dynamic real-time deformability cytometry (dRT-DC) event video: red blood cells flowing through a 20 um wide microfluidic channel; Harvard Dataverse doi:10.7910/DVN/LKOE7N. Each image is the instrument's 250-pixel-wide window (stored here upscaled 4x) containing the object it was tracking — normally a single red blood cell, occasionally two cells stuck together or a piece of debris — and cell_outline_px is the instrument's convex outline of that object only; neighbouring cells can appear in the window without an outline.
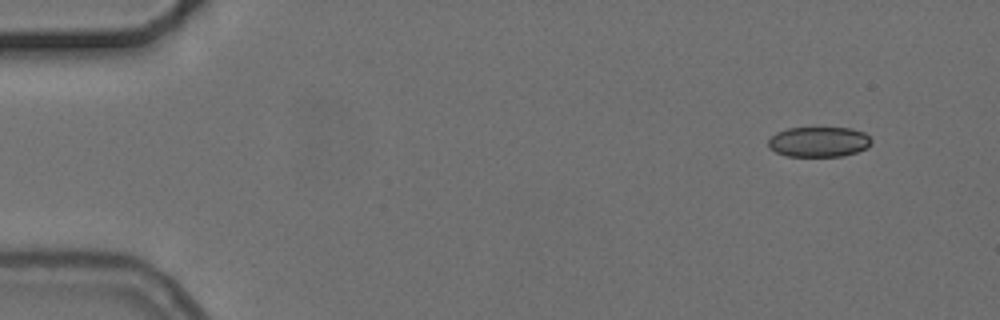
{"species": "common noctule bat (a hibernating species)", "species_latin": "Nyctalus noctula", "temperature_condition": "cold", "stored_images_in_passage": 5, "camera_frame_rate_fps": 3000, "um_per_image_px": 0.085, "animal": {"sex": "female", "body_mass_g": 24.6, "forearm_length_mm": 56.2}, "frame": {"image": 1, "passage_image": 1, "time_ms": 0.0, "image_size_px": [1000, 320], "cell_outline_px": [[872, 144], [868, 148], [844, 156], [788, 156], [776, 152], [768, 148], [768, 140], [776, 132], [788, 128], [852, 128], [864, 132], [872, 140]], "centroid_in_image_um": [69.61, 12.06], "position_along_channel_um": 15.4, "area_um2": 18.26}}
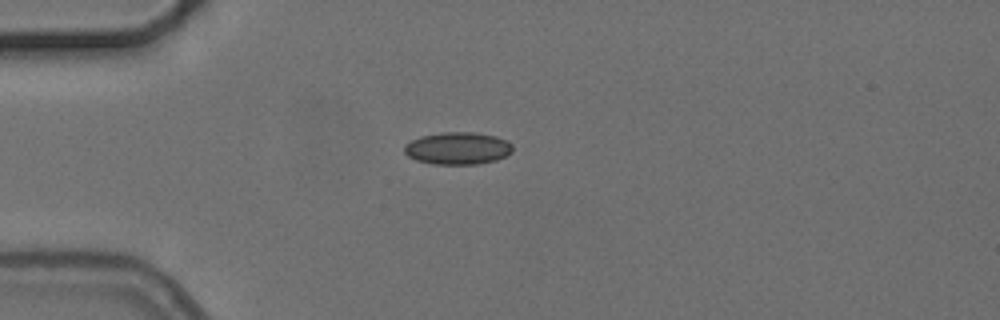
{"frame": {"image": 2, "passage_image": 4, "time_ms": 3.333, "image_size_px": [1000, 320], "cell_outline_px": [[512, 152], [496, 160], [480, 164], [432, 164], [416, 160], [408, 156], [404, 152], [404, 144], [420, 136], [444, 132], [476, 132], [496, 136], [508, 140], [512, 144]], "centroid_in_image_um": [38.91, 12.6], "position_along_channel_um": 46.1, "area_um2": 20.58}}
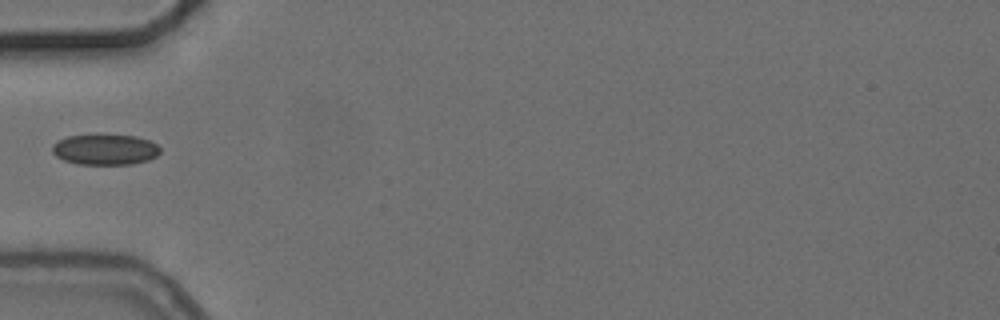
{"frame": {"image": 3, "passage_image": 5, "time_ms": 4.667, "image_size_px": [1000, 320], "cell_outline_px": [[160, 152], [156, 156], [148, 160], [132, 164], [76, 164], [64, 160], [56, 156], [52, 152], [52, 144], [56, 140], [68, 136], [96, 132], [136, 136], [148, 140], [156, 144], [160, 148]], "centroid_in_image_um": [8.89, 12.66], "position_along_channel_um": 76.1, "area_um2": 20.0}}